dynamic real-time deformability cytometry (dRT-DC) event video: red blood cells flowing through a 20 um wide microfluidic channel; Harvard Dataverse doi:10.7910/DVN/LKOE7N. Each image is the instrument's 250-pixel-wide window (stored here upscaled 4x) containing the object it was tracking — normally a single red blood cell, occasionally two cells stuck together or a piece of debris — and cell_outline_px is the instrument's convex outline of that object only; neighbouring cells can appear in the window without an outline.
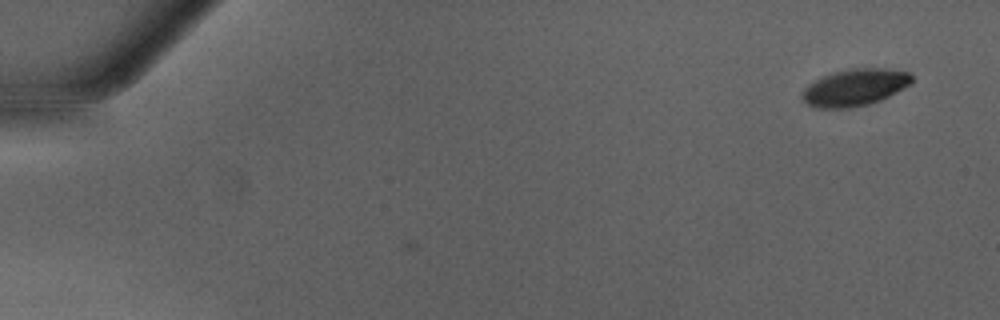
{"species": "Egyptian fruit bat (a non-hibernating species)", "species_latin": "Rousettus aegyptiacus", "temperature_condition": "warm", "stored_images_in_passage": 48, "camera_frame_rate_fps": 3000, "um_per_image_px": 0.085, "animal": {"sex": "male"}, "frame": {"image": 1, "passage_image": 1, "time_ms": 0.0, "image_size_px": [1000, 320], "cell_outline_px": [[912, 84], [880, 100], [868, 104], [848, 108], [816, 108], [808, 104], [800, 96], [800, 92], [808, 84], [832, 72], [852, 68], [884, 68], [908, 72], [912, 76]], "centroid_in_image_um": [72.64, 7.43], "position_along_channel_um": 12.4, "area_um2": 23.58}}
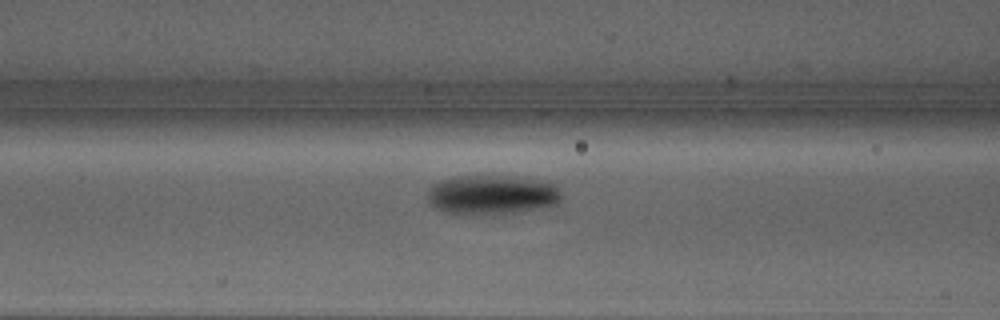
{"frame": {"image": 2, "passage_image": 20, "time_ms": 6.333, "image_size_px": [1000, 320], "cell_outline_px": [[560, 200], [556, 204], [540, 208], [512, 212], [444, 212], [436, 208], [424, 196], [424, 192], [432, 184], [444, 180], [460, 176], [524, 176], [556, 184], [560, 192]], "centroid_in_image_um": [41.81, 16.5], "position_along_channel_um": 124.8, "area_um2": 30.29}}
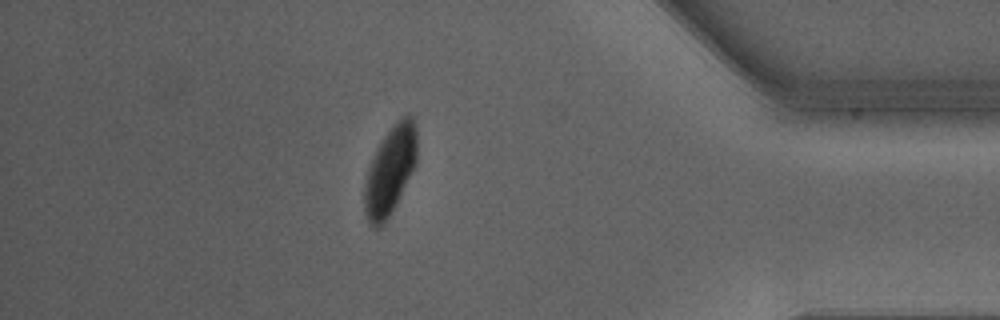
{"frame": {"image": 3, "passage_image": 42, "time_ms": 13.667, "image_size_px": [1000, 320], "cell_outline_px": [[416, 164], [388, 216], [380, 228], [376, 228], [368, 220], [364, 208], [364, 188], [368, 168], [376, 148], [392, 124], [400, 116], [408, 112], [412, 116], [416, 124]], "centroid_in_image_um": [33.16, 14.39], "position_along_channel_um": 402.0, "area_um2": 26.7}, "authors_computed_cell_mechanics": {"area_um2": 28.0908, "velocity_mm_per_s": 4.2498, "shape_relaxation_time_tau1_ms": 2.7495, "shape_relaxation_time_tau2_ms": null, "deformation_change_tau1": 0.1467, "deformation_change_tau2": null}}